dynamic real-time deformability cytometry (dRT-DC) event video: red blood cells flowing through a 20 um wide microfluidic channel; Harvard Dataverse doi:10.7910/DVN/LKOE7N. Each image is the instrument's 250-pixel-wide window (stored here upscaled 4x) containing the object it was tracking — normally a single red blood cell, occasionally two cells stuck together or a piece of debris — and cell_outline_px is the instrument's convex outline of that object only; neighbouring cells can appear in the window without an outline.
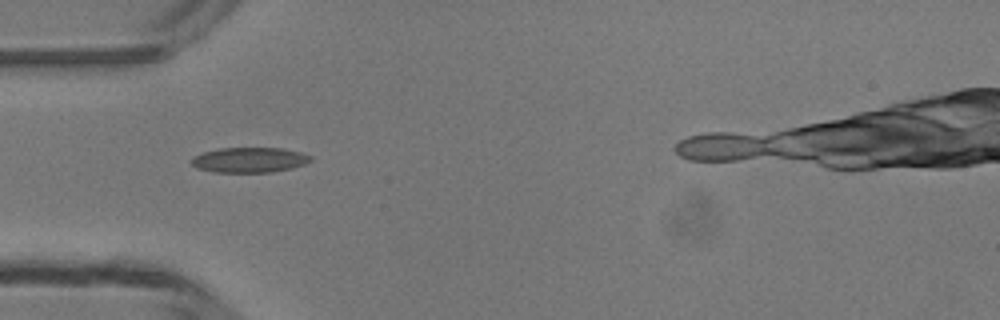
{"species": "common noctule bat (a hibernating species)", "species_latin": "Nyctalus noctula", "temperature_condition": "room temperature", "stored_images_in_passage": 30, "camera_frame_rate_fps": 3000, "um_per_image_px": 0.085, "animal": {"sex": "male", "body_mass_g": 13.3}, "frame": {"image": 1, "passage_image": 1, "time_ms": 0.0, "image_size_px": [1000, 320], "cell_outline_px": [[312, 160], [304, 164], [292, 168], [272, 172], [216, 172], [196, 168], [192, 164], [192, 160], [196, 156], [204, 152], [220, 148], [284, 148], [300, 152], [312, 156]], "centroid_in_image_um": [21.25, 13.59], "position_along_channel_um": 63.8, "area_um2": 17.34}}
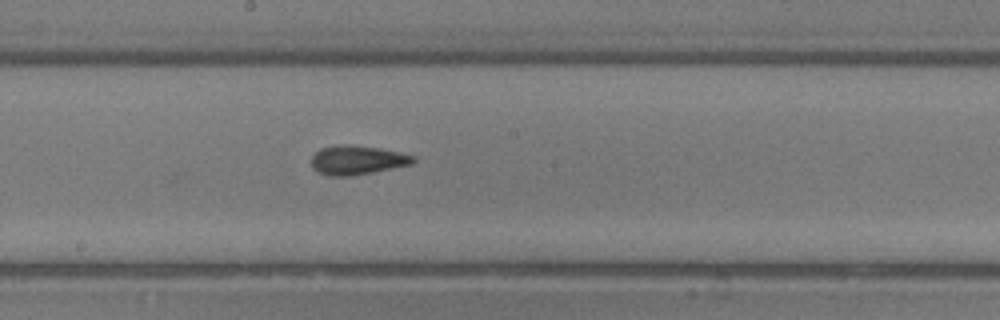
{"frame": {"image": 2, "passage_image": 12, "time_ms": 3.667, "image_size_px": [1000, 320], "cell_outline_px": [[416, 160], [412, 164], [352, 176], [328, 176], [316, 172], [312, 168], [312, 156], [320, 148], [352, 144], [380, 148], [400, 152], [416, 156]], "centroid_in_image_um": [30.37, 13.61], "position_along_channel_um": 217.8, "area_um2": 17.34}}
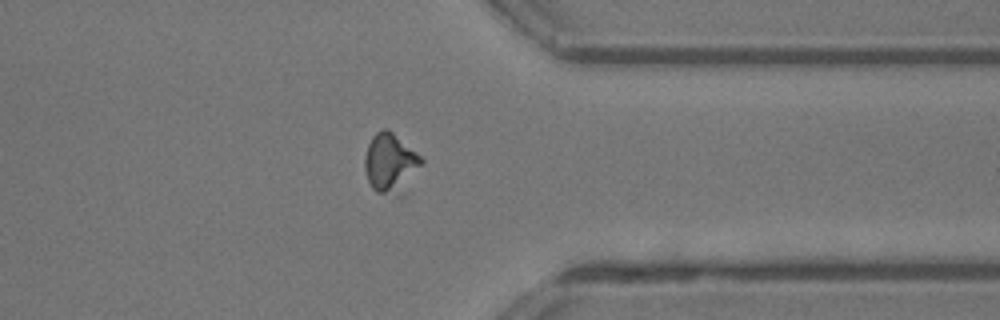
{"frame": {"image": 3, "passage_image": 24, "time_ms": 7.667, "image_size_px": [1000, 320], "cell_outline_px": [[424, 164], [384, 192], [376, 192], [372, 188], [368, 180], [364, 168], [364, 156], [368, 144], [372, 136], [376, 132], [384, 128], [388, 128], [416, 152], [424, 160]], "centroid_in_image_um": [33.07, 13.63], "position_along_channel_um": 378.3, "area_um2": 17.57}, "authors_computed_cell_mechanics": {"area_um2": 16.4441, "velocity_mm_per_s": 4.2038, "shape_relaxation_time_tau1_ms": null, "shape_relaxation_time_tau2_ms": 1.9105, "deformation_change_tau1": null, "deformation_change_tau2": 0.0846}}